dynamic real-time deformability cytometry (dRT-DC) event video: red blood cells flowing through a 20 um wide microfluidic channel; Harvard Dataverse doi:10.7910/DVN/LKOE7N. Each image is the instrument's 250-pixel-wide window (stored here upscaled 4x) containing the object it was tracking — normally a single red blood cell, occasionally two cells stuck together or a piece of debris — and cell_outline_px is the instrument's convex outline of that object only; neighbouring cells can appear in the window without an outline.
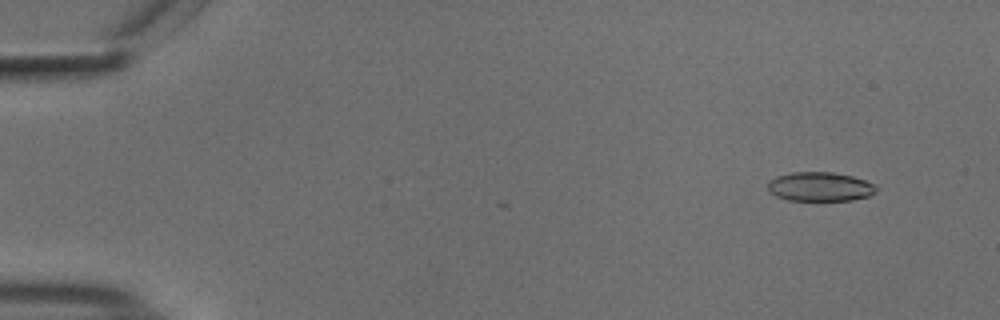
{"species": "common noctule bat (a hibernating species)", "species_latin": "Nyctalus noctula", "temperature_condition": "cold", "stored_images_in_passage": 53, "camera_frame_rate_fps": 3000, "um_per_image_px": 0.085, "animal": {"sex": "male", "body_mass_g": 18.8}, "frame": {"image": 1, "passage_image": 3, "time_ms": 0.667, "image_size_px": [1000, 320], "cell_outline_px": [[880, 188], [876, 192], [868, 196], [852, 200], [788, 200], [776, 196], [768, 188], [768, 180], [776, 176], [792, 172], [832, 172], [852, 176], [876, 184]], "centroid_in_image_um": [69.73, 15.86], "position_along_channel_um": 15.3, "area_um2": 18.5}}
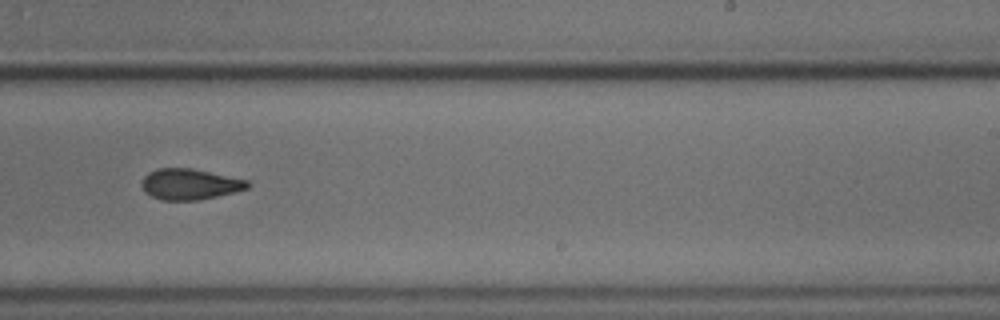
{"frame": {"image": 2, "passage_image": 33, "time_ms": 10.667, "image_size_px": [1000, 320], "cell_outline_px": [[252, 184], [248, 188], [216, 196], [196, 200], [160, 200], [144, 192], [140, 184], [144, 176], [148, 172], [156, 168], [192, 168], [248, 180]], "centroid_in_image_um": [16.09, 15.64], "position_along_channel_um": 272.9, "area_um2": 19.07}}
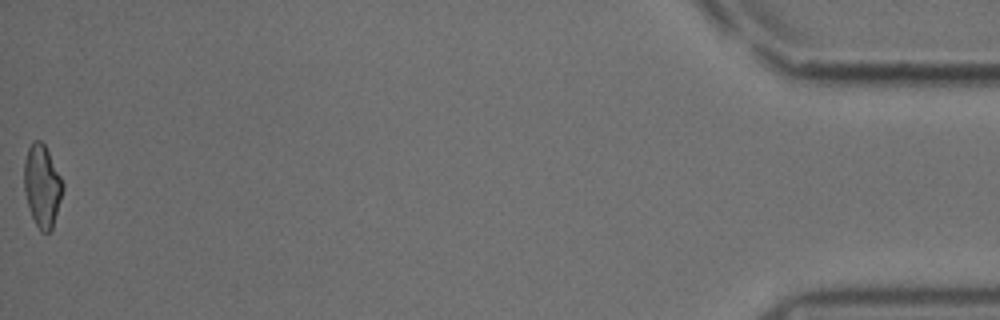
{"frame": {"image": 3, "passage_image": 53, "time_ms": 17.333, "image_size_px": [1000, 320], "cell_outline_px": [[64, 188], [52, 228], [48, 232], [40, 232], [32, 216], [24, 192], [24, 160], [28, 148], [32, 140], [40, 140], [44, 144], [64, 184]], "centroid_in_image_um": [3.57, 15.79], "position_along_channel_um": 431.6, "area_um2": 18.32}, "authors_computed_cell_mechanics": {"area_um2": 19.4208, "velocity_mm_per_s": 3.7442, "shape_relaxation_time_tau1_ms": 10.6981, "shape_relaxation_time_tau2_ms": 2.4179, "deformation_change_tau1": 0.1946, "deformation_change_tau2": 0.085}}